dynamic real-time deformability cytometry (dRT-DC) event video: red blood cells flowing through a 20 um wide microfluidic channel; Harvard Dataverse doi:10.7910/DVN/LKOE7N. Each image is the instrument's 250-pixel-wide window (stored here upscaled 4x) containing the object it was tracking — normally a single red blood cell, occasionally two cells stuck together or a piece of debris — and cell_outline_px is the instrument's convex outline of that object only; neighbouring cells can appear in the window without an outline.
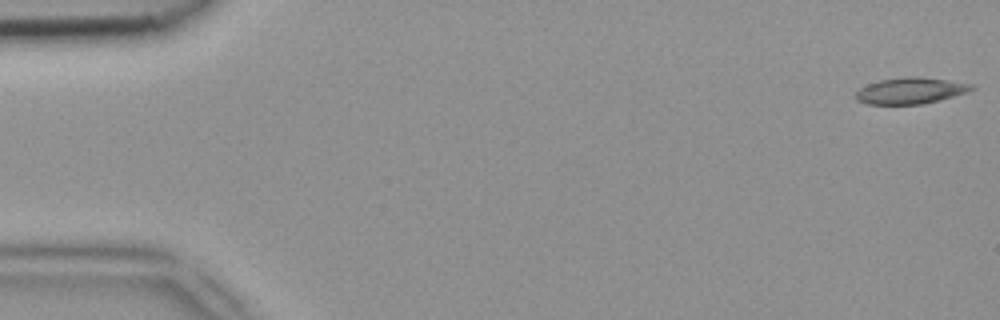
{"species": "common noctule bat (a hibernating species)", "species_latin": "Nyctalus noctula", "temperature_condition": "room temperature", "stored_images_in_passage": 49, "camera_frame_rate_fps": 3000, "um_per_image_px": 0.085, "animal": {"sex": "female", "body_mass_g": 18.4}, "frame": {"image": 1, "passage_image": 1, "time_ms": 0.0, "image_size_px": [1000, 320], "cell_outline_px": [[976, 88], [952, 96], [924, 104], [868, 104], [856, 100], [856, 92], [860, 88], [868, 84], [880, 80], [904, 76], [916, 76], [972, 84]], "centroid_in_image_um": [77.34, 7.71], "position_along_channel_um": 7.7, "area_um2": 17.46}}
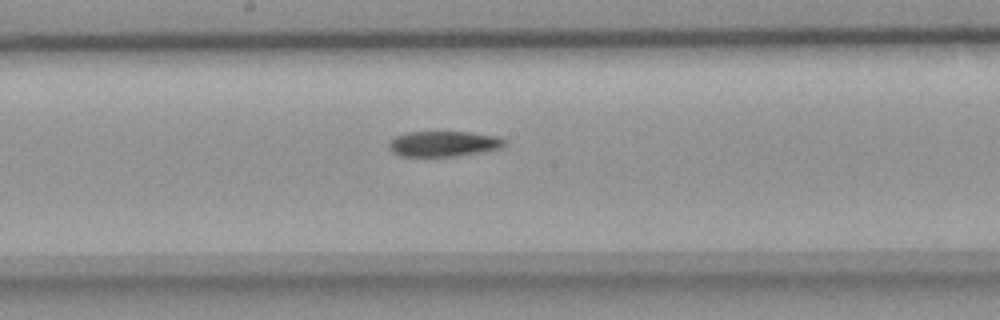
{"frame": {"image": 2, "passage_image": 26, "time_ms": 8.333, "image_size_px": [1000, 320], "cell_outline_px": [[504, 144], [500, 148], [484, 152], [456, 156], [400, 156], [392, 152], [388, 148], [388, 144], [396, 136], [404, 132], [468, 132], [496, 136], [504, 140]], "centroid_in_image_um": [37.67, 12.22], "position_along_channel_um": 210.5, "area_um2": 17.11}}
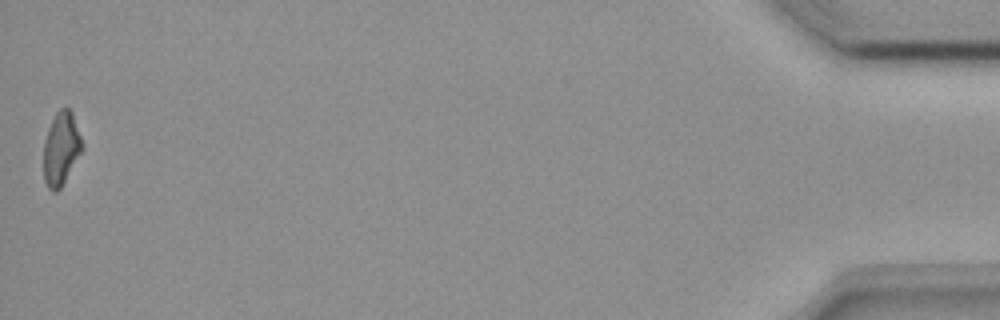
{"frame": {"image": 3, "passage_image": 49, "time_ms": 16.0, "image_size_px": [1000, 320], "cell_outline_px": [[84, 148], [60, 188], [56, 192], [52, 192], [48, 188], [44, 180], [44, 144], [48, 128], [56, 112], [60, 108], [68, 108], [72, 112], [84, 144]], "centroid_in_image_um": [5.21, 12.63], "position_along_channel_um": 430.0, "area_um2": 16.42}}